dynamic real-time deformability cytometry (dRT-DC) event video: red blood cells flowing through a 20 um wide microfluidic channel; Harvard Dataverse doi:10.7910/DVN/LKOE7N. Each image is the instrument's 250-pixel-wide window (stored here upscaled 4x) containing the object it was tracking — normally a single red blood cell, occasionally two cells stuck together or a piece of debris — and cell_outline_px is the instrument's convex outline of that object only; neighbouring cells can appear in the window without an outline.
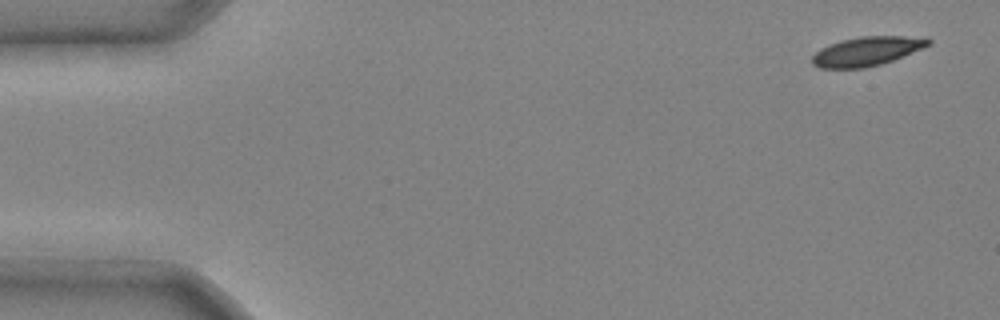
{"species": "common noctule bat (a hibernating species)", "species_latin": "Nyctalus noctula", "temperature_condition": "cold", "stored_images_in_passage": 4, "camera_frame_rate_fps": 3000, "um_per_image_px": 0.085, "animal": {"sex": "male", "body_mass_g": 20.4}, "frame": {"image": 1, "passage_image": 1, "time_ms": 0.0, "image_size_px": [1000, 320], "cell_outline_px": [[932, 44], [892, 60], [880, 64], [864, 68], [820, 68], [812, 64], [812, 56], [820, 48], [828, 44], [840, 40], [860, 36], [928, 36], [932, 40]], "centroid_in_image_um": [73.7, 4.33], "position_along_channel_um": 11.3, "area_um2": 19.88}}
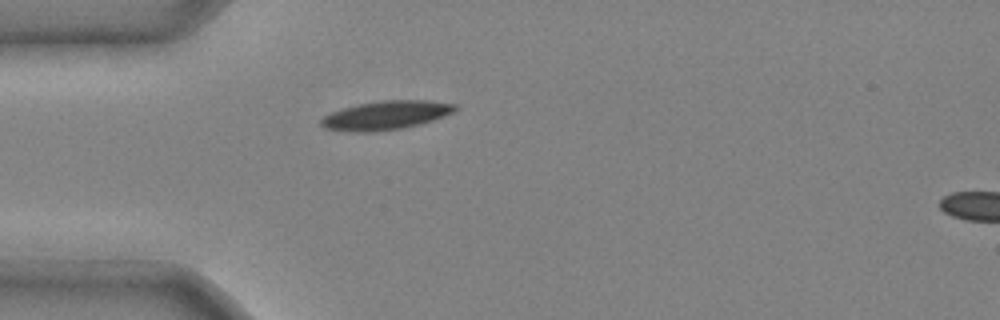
{"frame": {"image": 2, "passage_image": 4, "time_ms": 1.0, "image_size_px": [1000, 320], "cell_outline_px": [[460, 108], [456, 112], [420, 124], [400, 128], [376, 132], [352, 132], [324, 128], [320, 124], [320, 120], [324, 116], [332, 112], [344, 108], [360, 104], [384, 100], [428, 100], [460, 104]], "centroid_in_image_um": [32.87, 9.79], "position_along_channel_um": 52.1, "area_um2": 22.6}}